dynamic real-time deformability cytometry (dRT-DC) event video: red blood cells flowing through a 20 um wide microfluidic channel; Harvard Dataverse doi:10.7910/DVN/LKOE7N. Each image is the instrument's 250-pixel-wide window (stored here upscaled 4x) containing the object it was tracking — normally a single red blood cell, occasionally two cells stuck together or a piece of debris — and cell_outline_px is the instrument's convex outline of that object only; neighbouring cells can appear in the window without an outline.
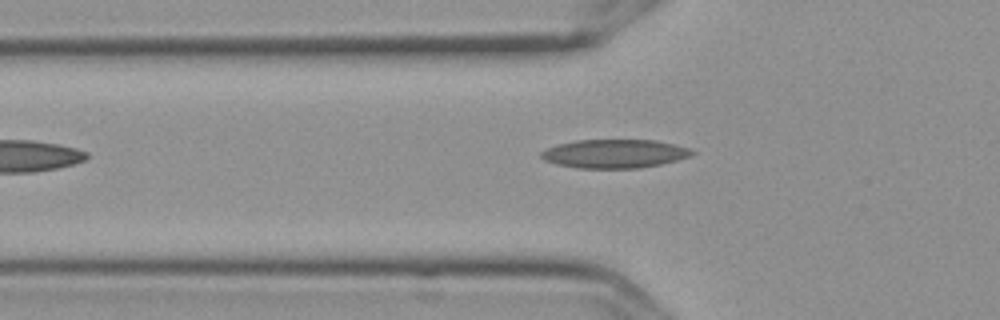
{"species": "Egyptian fruit bat (a non-hibernating species)", "species_latin": "Rousettus aegyptiacus", "temperature_condition": "cold", "stored_images_in_passage": 6, "camera_frame_rate_fps": 3000, "um_per_image_px": 0.085, "frame": {"image": 1, "passage_image": 6, "time_ms": 1.667, "image_size_px": [1000, 320], "cell_outline_px": [[696, 152], [692, 156], [660, 164], [640, 168], [576, 168], [556, 164], [544, 160], [540, 156], [540, 152], [556, 144], [576, 140], [656, 140], [692, 148]], "centroid_in_image_um": [52.25, 13.06], "position_along_channel_um": 73.6, "area_um2": 25.37}}